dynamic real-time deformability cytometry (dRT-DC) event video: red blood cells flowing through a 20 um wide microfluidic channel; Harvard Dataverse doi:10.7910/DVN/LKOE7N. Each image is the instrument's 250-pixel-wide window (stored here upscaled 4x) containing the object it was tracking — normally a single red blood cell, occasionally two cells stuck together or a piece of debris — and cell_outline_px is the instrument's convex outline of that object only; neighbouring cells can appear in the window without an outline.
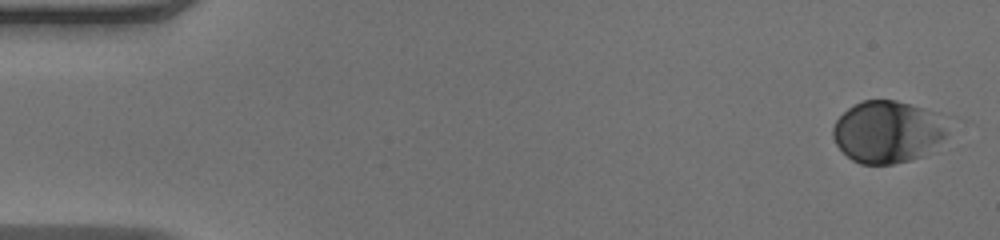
{"species": "human", "species_latin": "Homo sapiens", "temperature_condition": "warm", "stored_images_in_passage": 50, "camera_frame_rate_fps": 3000, "um_per_image_px": 0.085, "donor": {"sex": "male"}, "frame": {"image": 1, "passage_image": 1, "time_ms": 0.0, "image_size_px": [1000, 240], "cell_outline_px": [[956, 120], [936, 152], [924, 156], [892, 164], [860, 164], [852, 160], [836, 144], [832, 136], [832, 128], [836, 120], [848, 108], [864, 100], [896, 100], [956, 116]], "centroid_in_image_um": [75.66, 11.18], "position_along_channel_um": 9.3, "area_um2": 43.47}}
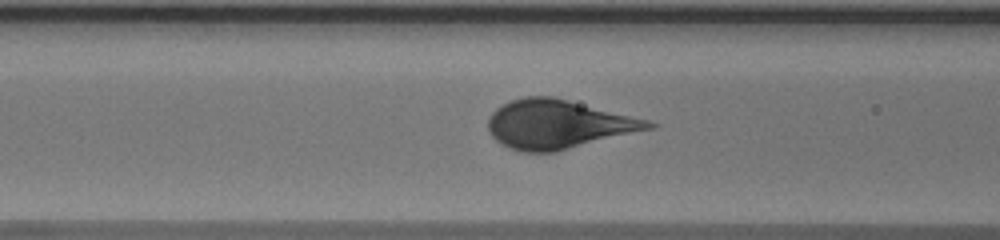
{"frame": {"image": 2, "passage_image": 20, "time_ms": 6.333, "image_size_px": [1000, 240], "cell_outline_px": [[660, 124], [652, 128], [556, 152], [524, 152], [508, 148], [496, 140], [488, 132], [488, 116], [496, 108], [512, 100], [524, 96], [552, 96], [648, 120]], "centroid_in_image_um": [47.4, 10.57], "position_along_channel_um": 119.2, "area_um2": 45.32}}
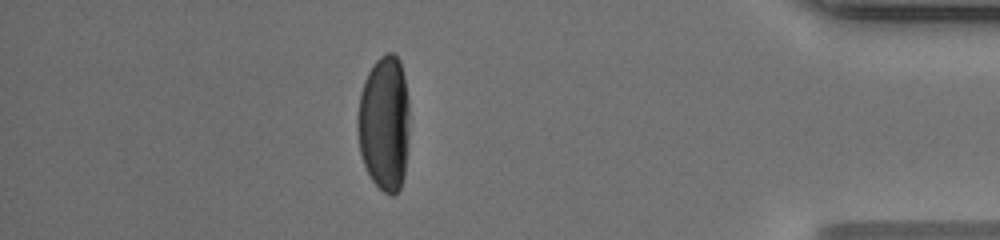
{"frame": {"image": 3, "passage_image": 44, "time_ms": 14.333, "image_size_px": [1000, 240], "cell_outline_px": [[408, 140], [404, 176], [400, 188], [392, 196], [384, 192], [372, 180], [364, 164], [360, 152], [356, 128], [356, 116], [360, 92], [364, 80], [368, 72], [376, 60], [380, 56], [388, 52], [392, 52], [400, 60], [404, 76], [408, 96]], "centroid_in_image_um": [32.65, 10.46], "position_along_channel_um": 402.6, "area_um2": 41.33}}